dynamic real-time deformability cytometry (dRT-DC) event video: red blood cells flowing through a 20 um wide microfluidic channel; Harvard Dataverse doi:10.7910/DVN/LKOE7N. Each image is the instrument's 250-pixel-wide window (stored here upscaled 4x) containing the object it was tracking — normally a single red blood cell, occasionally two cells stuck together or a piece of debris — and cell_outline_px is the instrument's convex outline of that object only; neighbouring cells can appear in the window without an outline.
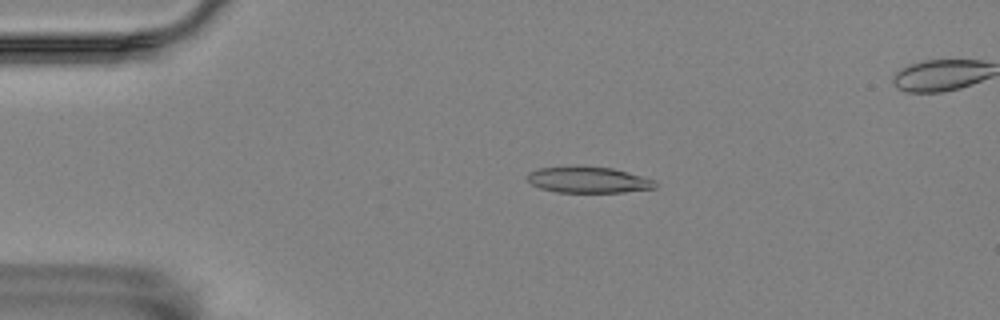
{"species": "Egyptian fruit bat (a non-hibernating species)", "species_latin": "Rousettus aegyptiacus", "temperature_condition": "room temperature", "stored_images_in_passage": 57, "segment_of_instrument_passage": [1, 2], "camera_frame_rate_fps": 3000, "um_per_image_px": 0.085, "animal": {"sex": "female"}, "frame": {"image": 1, "passage_image": 11, "time_ms": 3.333, "image_size_px": [1000, 320], "cell_outline_px": [[656, 188], [624, 192], [556, 192], [540, 188], [532, 184], [524, 176], [528, 172], [536, 168], [612, 168], [628, 172], [652, 180], [656, 184]], "centroid_in_image_um": [49.97, 15.32], "position_along_channel_um": 35.0, "area_um2": 18.84}}
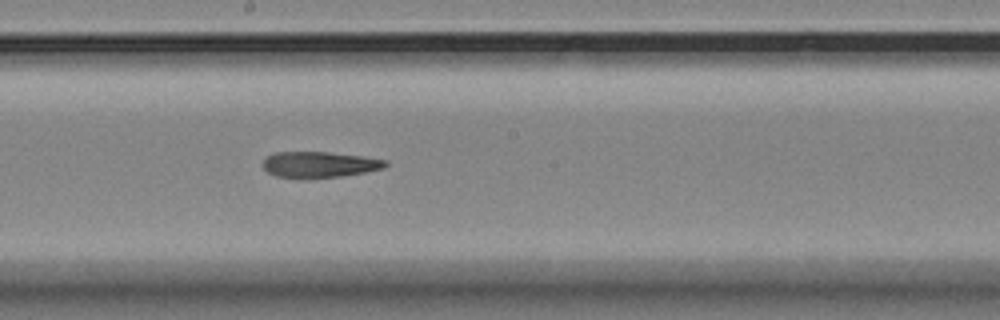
{"frame": {"image": 2, "passage_image": 30, "time_ms": 9.667, "image_size_px": [1000, 320], "cell_outline_px": [[388, 164], [384, 168], [364, 172], [340, 176], [276, 176], [268, 172], [264, 168], [264, 160], [268, 156], [276, 152], [328, 152], [364, 156], [388, 160]], "centroid_in_image_um": [27.22, 13.95], "position_along_channel_um": 221.0, "area_um2": 17.86}}
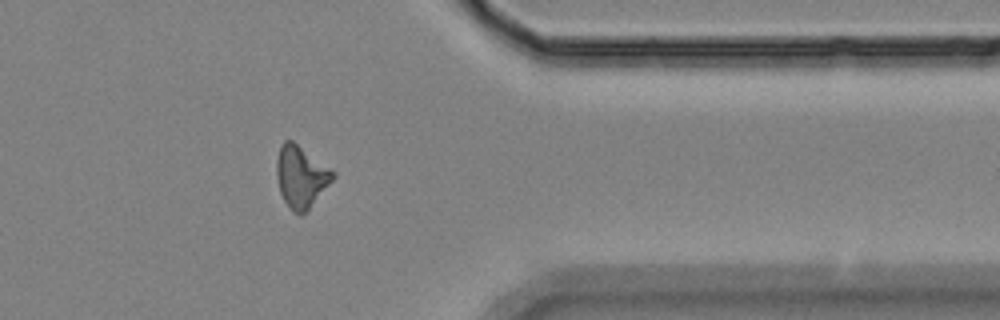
{"frame": {"image": 3, "passage_image": 45, "time_ms": 14.667, "image_size_px": [1000, 320], "cell_outline_px": [[336, 176], [308, 208], [300, 216], [292, 212], [284, 200], [280, 192], [276, 176], [276, 164], [280, 144], [284, 140], [292, 140], [336, 172]], "centroid_in_image_um": [25.56, 15.0], "position_along_channel_um": 385.8, "area_um2": 20.11}}